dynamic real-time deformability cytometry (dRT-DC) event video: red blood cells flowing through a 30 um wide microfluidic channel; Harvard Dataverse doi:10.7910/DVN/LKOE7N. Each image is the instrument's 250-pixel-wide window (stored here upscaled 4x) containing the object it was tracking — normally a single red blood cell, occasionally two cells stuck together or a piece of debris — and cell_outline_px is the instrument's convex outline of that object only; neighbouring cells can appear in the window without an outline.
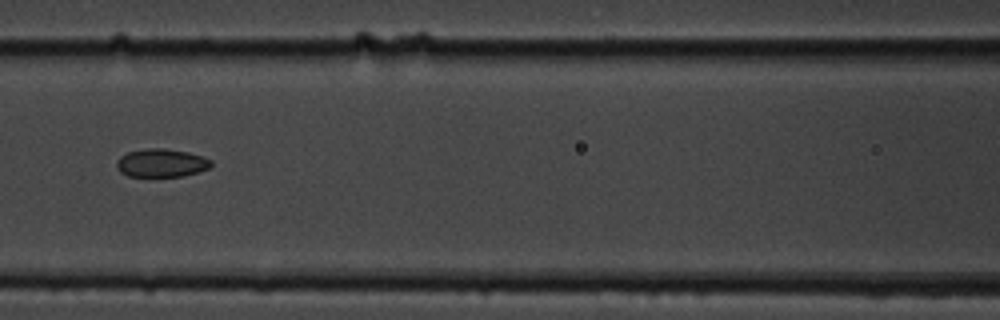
{"species": "common noctule bat (a hibernating species)", "species_latin": "Nyctalus noctula", "temperature_condition": "cold", "stored_images_in_passage": 12, "camera_frame_rate_fps": 3000, "um_per_image_px": 0.085, "animal": {"sex": "male", "body_mass_g": 19.5, "forearm_length_mm": 54.6}, "frame": {"image": 1, "passage_image": 3, "time_ms": 2.333, "image_size_px": [1000, 320], "cell_outline_px": [[212, 164], [208, 168], [184, 176], [128, 176], [120, 172], [116, 164], [116, 160], [120, 156], [128, 152], [148, 148], [164, 148], [188, 152], [204, 156], [212, 160]], "centroid_in_image_um": [13.72, 13.84], "position_along_channel_um": 152.9, "area_um2": 15.55}}
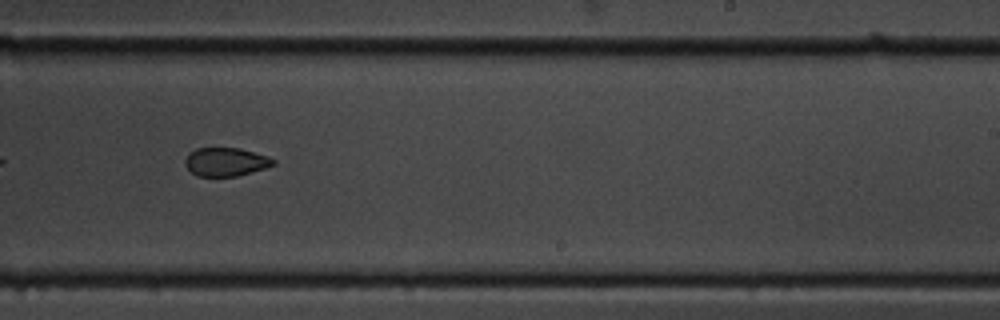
{"frame": {"image": 2, "passage_image": 6, "time_ms": 5.667, "image_size_px": [1000, 320], "cell_outline_px": [[276, 164], [264, 168], [236, 176], [196, 176], [184, 164], [184, 160], [188, 152], [196, 148], [240, 148], [268, 156], [276, 160]], "centroid_in_image_um": [19.17, 13.75], "position_along_channel_um": 269.8, "area_um2": 14.68}}
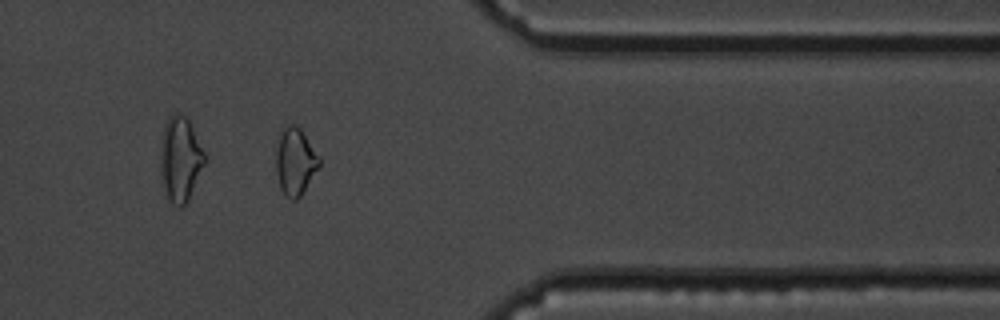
{"frame": {"image": 3, "passage_image": 9, "time_ms": 9.333, "image_size_px": [1000, 320], "cell_outline_px": [[320, 164], [300, 196], [296, 200], [292, 200], [280, 188], [276, 172], [276, 152], [280, 132], [288, 124], [296, 124], [300, 128], [320, 156]], "centroid_in_image_um": [25.09, 13.69], "position_along_channel_um": 386.3, "area_um2": 16.7}, "authors_computed_cell_mechanics": {"area_um2": 16.2996, "velocity_mm_per_s": 3.5316, "shape_relaxation_time_tau1_ms": null, "shape_relaxation_time_tau2_ms": 3.2867, "deformation_change_tau1": null, "deformation_change_tau2": 0.0679}}